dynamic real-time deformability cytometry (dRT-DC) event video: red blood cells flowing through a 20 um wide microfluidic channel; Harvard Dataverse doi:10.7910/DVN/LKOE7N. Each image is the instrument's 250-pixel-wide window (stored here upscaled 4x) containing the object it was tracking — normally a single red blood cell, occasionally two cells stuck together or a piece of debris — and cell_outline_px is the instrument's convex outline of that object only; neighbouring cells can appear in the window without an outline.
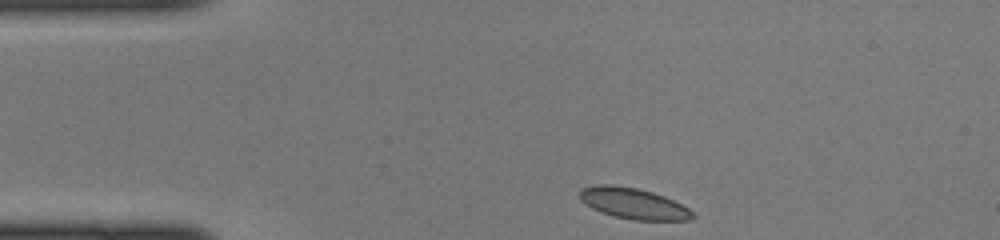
{"species": "common noctule bat (a hibernating species)", "species_latin": "Nyctalus noctula", "temperature_condition": "cold", "stored_images_in_passage": 38, "camera_frame_rate_fps": 3000, "um_per_image_px": 0.085, "animal": {"sex": "female", "body_mass_g": 22.0, "forearm_length_mm": 56.7}, "frame": {"image": 1, "passage_image": 1, "time_ms": 0.0, "image_size_px": [1000, 240], "cell_outline_px": [[696, 216], [688, 220], [632, 220], [612, 216], [600, 212], [592, 208], [580, 200], [580, 188], [596, 184], [612, 184], [636, 188], [652, 192], [664, 196], [688, 208]], "centroid_in_image_um": [53.8, 17.29], "position_along_channel_um": 31.2, "area_um2": 20.4}}
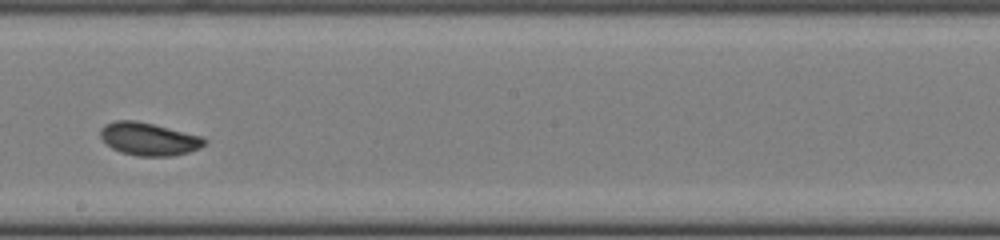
{"frame": {"image": 2, "passage_image": 18, "time_ms": 5.667, "image_size_px": [1000, 240], "cell_outline_px": [[208, 140], [200, 148], [188, 152], [172, 156], [136, 156], [120, 152], [112, 148], [100, 136], [100, 128], [104, 124], [116, 120], [132, 120], [152, 124], [200, 136]], "centroid_in_image_um": [12.62, 11.82], "position_along_channel_um": 235.6, "area_um2": 19.71}}
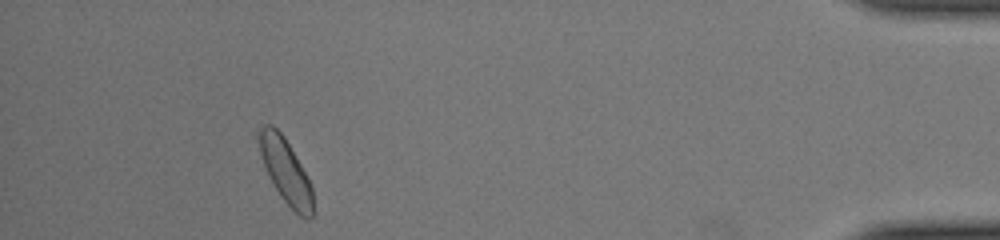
{"frame": {"image": 3, "passage_image": 34, "time_ms": 11.0, "image_size_px": [1000, 240], "cell_outline_px": [[312, 216], [308, 220], [300, 216], [280, 196], [264, 164], [260, 152], [256, 136], [256, 132], [264, 124], [272, 124], [284, 136], [300, 164], [312, 188]], "centroid_in_image_um": [24.25, 14.48], "position_along_channel_um": 411.0, "area_um2": 19.77}}